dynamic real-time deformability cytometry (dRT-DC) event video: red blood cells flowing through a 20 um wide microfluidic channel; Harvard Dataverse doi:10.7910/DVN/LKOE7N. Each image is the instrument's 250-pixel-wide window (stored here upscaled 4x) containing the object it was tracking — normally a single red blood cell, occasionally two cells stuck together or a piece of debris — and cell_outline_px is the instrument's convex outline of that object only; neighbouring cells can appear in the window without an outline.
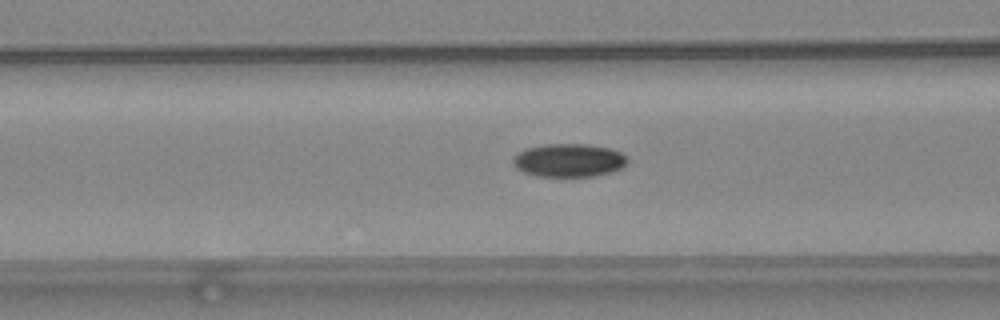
{"species": "common noctule bat (a hibernating species)", "species_latin": "Nyctalus noctula", "temperature_condition": "warm", "stored_images_in_passage": 54, "camera_frame_rate_fps": 3000, "um_per_image_px": 0.085, "animal": {"sex": "female", "body_mass_g": 24.6, "forearm_length_mm": 56.2}, "frame": {"image": 1, "passage_image": 23, "time_ms": 7.333, "image_size_px": [1000, 320], "cell_outline_px": [[628, 164], [624, 168], [612, 172], [596, 176], [536, 176], [524, 172], [516, 168], [512, 164], [512, 156], [528, 148], [544, 144], [588, 144], [608, 148], [620, 152], [628, 160]], "centroid_in_image_um": [48.36, 13.63], "position_along_channel_um": 118.2, "area_um2": 22.31}}
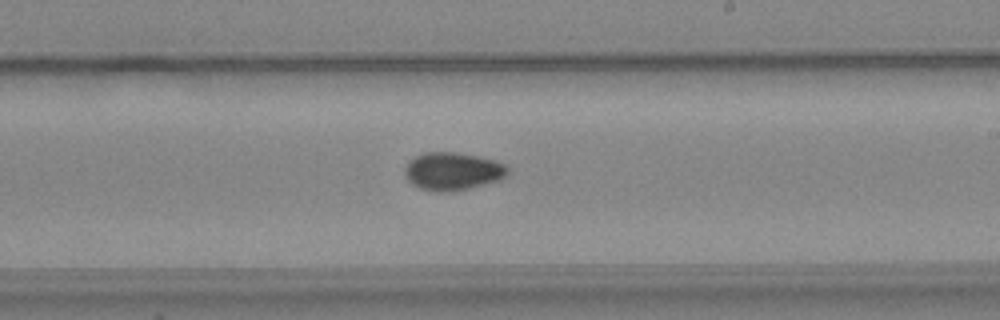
{"frame": {"image": 2, "passage_image": 33, "time_ms": 10.667, "image_size_px": [1000, 320], "cell_outline_px": [[508, 172], [500, 180], [468, 188], [444, 192], [436, 192], [420, 188], [412, 184], [408, 180], [404, 172], [404, 168], [408, 160], [424, 152], [452, 152], [476, 156], [492, 160], [504, 164], [508, 168]], "centroid_in_image_um": [38.42, 14.56], "position_along_channel_um": 250.6, "area_um2": 22.48}}
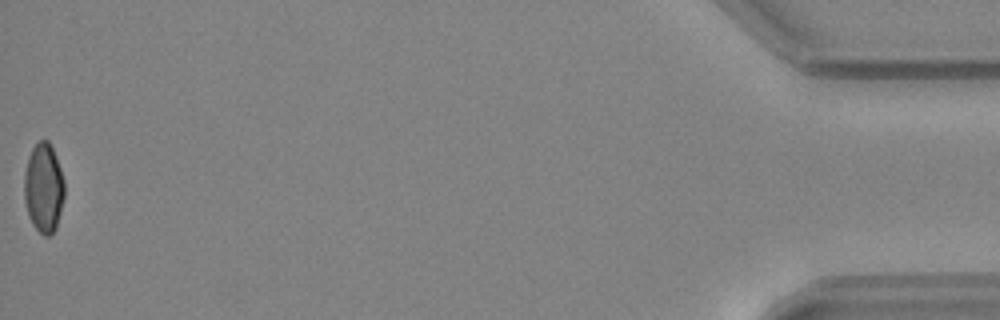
{"frame": {"image": 3, "passage_image": 54, "time_ms": 17.667, "image_size_px": [1000, 320], "cell_outline_px": [[64, 196], [56, 228], [48, 236], [44, 236], [32, 224], [28, 216], [24, 200], [24, 172], [28, 156], [32, 148], [40, 140], [48, 140], [52, 148], [60, 168], [64, 180]], "centroid_in_image_um": [3.69, 15.97], "position_along_channel_um": 431.5, "area_um2": 20.92}, "authors_computed_cell_mechanics": {"area_um2": 21.0681, "velocity_mm_per_s": 3.9624, "shape_relaxation_time_tau1_ms": 5.5013, "shape_relaxation_time_tau2_ms": null, "deformation_change_tau1": 0.1653, "deformation_change_tau2": null}}